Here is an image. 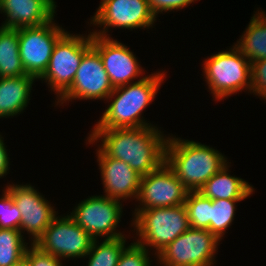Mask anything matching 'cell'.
<instances>
[{
	"instance_id": "22",
	"label": "cell",
	"mask_w": 266,
	"mask_h": 266,
	"mask_svg": "<svg viewBox=\"0 0 266 266\" xmlns=\"http://www.w3.org/2000/svg\"><path fill=\"white\" fill-rule=\"evenodd\" d=\"M125 237L104 239L101 243L95 239L91 249L84 256V259L89 257L87 266H117L119 257L126 247Z\"/></svg>"
},
{
	"instance_id": "26",
	"label": "cell",
	"mask_w": 266,
	"mask_h": 266,
	"mask_svg": "<svg viewBox=\"0 0 266 266\" xmlns=\"http://www.w3.org/2000/svg\"><path fill=\"white\" fill-rule=\"evenodd\" d=\"M0 197V229L20 230L21 212L6 188Z\"/></svg>"
},
{
	"instance_id": "2",
	"label": "cell",
	"mask_w": 266,
	"mask_h": 266,
	"mask_svg": "<svg viewBox=\"0 0 266 266\" xmlns=\"http://www.w3.org/2000/svg\"><path fill=\"white\" fill-rule=\"evenodd\" d=\"M165 74V71L154 72L141 80L114 88L107 97V101L111 99L112 102L92 130L154 126L141 114L156 97L166 79Z\"/></svg>"
},
{
	"instance_id": "9",
	"label": "cell",
	"mask_w": 266,
	"mask_h": 266,
	"mask_svg": "<svg viewBox=\"0 0 266 266\" xmlns=\"http://www.w3.org/2000/svg\"><path fill=\"white\" fill-rule=\"evenodd\" d=\"M66 32L54 19L40 26L18 29L19 55L27 75L38 80L44 74L57 41Z\"/></svg>"
},
{
	"instance_id": "11",
	"label": "cell",
	"mask_w": 266,
	"mask_h": 266,
	"mask_svg": "<svg viewBox=\"0 0 266 266\" xmlns=\"http://www.w3.org/2000/svg\"><path fill=\"white\" fill-rule=\"evenodd\" d=\"M94 239L67 214L56 216L35 242L43 252L62 261L66 258H84Z\"/></svg>"
},
{
	"instance_id": "25",
	"label": "cell",
	"mask_w": 266,
	"mask_h": 266,
	"mask_svg": "<svg viewBox=\"0 0 266 266\" xmlns=\"http://www.w3.org/2000/svg\"><path fill=\"white\" fill-rule=\"evenodd\" d=\"M242 200L218 199L212 200L210 213V232L220 240L224 237L226 230L234 221L236 203Z\"/></svg>"
},
{
	"instance_id": "13",
	"label": "cell",
	"mask_w": 266,
	"mask_h": 266,
	"mask_svg": "<svg viewBox=\"0 0 266 266\" xmlns=\"http://www.w3.org/2000/svg\"><path fill=\"white\" fill-rule=\"evenodd\" d=\"M114 87L110 83L101 56L91 47L82 57L71 87L57 99L63 106L71 100H107Z\"/></svg>"
},
{
	"instance_id": "24",
	"label": "cell",
	"mask_w": 266,
	"mask_h": 266,
	"mask_svg": "<svg viewBox=\"0 0 266 266\" xmlns=\"http://www.w3.org/2000/svg\"><path fill=\"white\" fill-rule=\"evenodd\" d=\"M184 205L188 214L189 226L194 229L210 231L212 200L198 191H188Z\"/></svg>"
},
{
	"instance_id": "31",
	"label": "cell",
	"mask_w": 266,
	"mask_h": 266,
	"mask_svg": "<svg viewBox=\"0 0 266 266\" xmlns=\"http://www.w3.org/2000/svg\"><path fill=\"white\" fill-rule=\"evenodd\" d=\"M3 139L4 138L0 134V178L6 177L10 169V158L8 157L9 154L7 153L6 144Z\"/></svg>"
},
{
	"instance_id": "20",
	"label": "cell",
	"mask_w": 266,
	"mask_h": 266,
	"mask_svg": "<svg viewBox=\"0 0 266 266\" xmlns=\"http://www.w3.org/2000/svg\"><path fill=\"white\" fill-rule=\"evenodd\" d=\"M257 11L237 43H234L251 63L266 59V13Z\"/></svg>"
},
{
	"instance_id": "17",
	"label": "cell",
	"mask_w": 266,
	"mask_h": 266,
	"mask_svg": "<svg viewBox=\"0 0 266 266\" xmlns=\"http://www.w3.org/2000/svg\"><path fill=\"white\" fill-rule=\"evenodd\" d=\"M56 7L55 0H0V13L6 17L0 27L19 29L43 25L55 18Z\"/></svg>"
},
{
	"instance_id": "28",
	"label": "cell",
	"mask_w": 266,
	"mask_h": 266,
	"mask_svg": "<svg viewBox=\"0 0 266 266\" xmlns=\"http://www.w3.org/2000/svg\"><path fill=\"white\" fill-rule=\"evenodd\" d=\"M250 93L266 100V59L251 63V89Z\"/></svg>"
},
{
	"instance_id": "10",
	"label": "cell",
	"mask_w": 266,
	"mask_h": 266,
	"mask_svg": "<svg viewBox=\"0 0 266 266\" xmlns=\"http://www.w3.org/2000/svg\"><path fill=\"white\" fill-rule=\"evenodd\" d=\"M156 20L147 0H101L90 23L101 27L102 30H95L91 34L110 38V34H107L108 28L131 31L138 28L149 29Z\"/></svg>"
},
{
	"instance_id": "1",
	"label": "cell",
	"mask_w": 266,
	"mask_h": 266,
	"mask_svg": "<svg viewBox=\"0 0 266 266\" xmlns=\"http://www.w3.org/2000/svg\"><path fill=\"white\" fill-rule=\"evenodd\" d=\"M157 126L92 130L88 143L101 140L99 147L110 157L124 161L141 176L165 162L167 137Z\"/></svg>"
},
{
	"instance_id": "6",
	"label": "cell",
	"mask_w": 266,
	"mask_h": 266,
	"mask_svg": "<svg viewBox=\"0 0 266 266\" xmlns=\"http://www.w3.org/2000/svg\"><path fill=\"white\" fill-rule=\"evenodd\" d=\"M92 47L91 32L73 35L68 31L57 41L44 74L45 81L59 99L72 85L83 55Z\"/></svg>"
},
{
	"instance_id": "30",
	"label": "cell",
	"mask_w": 266,
	"mask_h": 266,
	"mask_svg": "<svg viewBox=\"0 0 266 266\" xmlns=\"http://www.w3.org/2000/svg\"><path fill=\"white\" fill-rule=\"evenodd\" d=\"M149 4V8L152 11L153 15L156 17L158 14L168 11H174L186 8L191 3L197 1V0H147Z\"/></svg>"
},
{
	"instance_id": "15",
	"label": "cell",
	"mask_w": 266,
	"mask_h": 266,
	"mask_svg": "<svg viewBox=\"0 0 266 266\" xmlns=\"http://www.w3.org/2000/svg\"><path fill=\"white\" fill-rule=\"evenodd\" d=\"M92 47L101 56L110 83L114 88L134 82L139 77L143 79L144 70L136 56L121 42L112 37H102L92 34ZM140 75H143L140 77Z\"/></svg>"
},
{
	"instance_id": "5",
	"label": "cell",
	"mask_w": 266,
	"mask_h": 266,
	"mask_svg": "<svg viewBox=\"0 0 266 266\" xmlns=\"http://www.w3.org/2000/svg\"><path fill=\"white\" fill-rule=\"evenodd\" d=\"M133 217L131 226L134 225V231L136 230V235H138L136 242L148 251L154 248L155 257L169 243L190 228L184 204L141 210Z\"/></svg>"
},
{
	"instance_id": "27",
	"label": "cell",
	"mask_w": 266,
	"mask_h": 266,
	"mask_svg": "<svg viewBox=\"0 0 266 266\" xmlns=\"http://www.w3.org/2000/svg\"><path fill=\"white\" fill-rule=\"evenodd\" d=\"M136 241L127 245L122 251L117 266H150V253Z\"/></svg>"
},
{
	"instance_id": "4",
	"label": "cell",
	"mask_w": 266,
	"mask_h": 266,
	"mask_svg": "<svg viewBox=\"0 0 266 266\" xmlns=\"http://www.w3.org/2000/svg\"><path fill=\"white\" fill-rule=\"evenodd\" d=\"M203 73L215 101H221L242 90L251 89V62L233 45L232 48L208 56Z\"/></svg>"
},
{
	"instance_id": "29",
	"label": "cell",
	"mask_w": 266,
	"mask_h": 266,
	"mask_svg": "<svg viewBox=\"0 0 266 266\" xmlns=\"http://www.w3.org/2000/svg\"><path fill=\"white\" fill-rule=\"evenodd\" d=\"M30 245L24 255V260L29 266H63L60 258L43 252L35 244Z\"/></svg>"
},
{
	"instance_id": "14",
	"label": "cell",
	"mask_w": 266,
	"mask_h": 266,
	"mask_svg": "<svg viewBox=\"0 0 266 266\" xmlns=\"http://www.w3.org/2000/svg\"><path fill=\"white\" fill-rule=\"evenodd\" d=\"M6 188L21 212L20 232L31 236V244L43 235L45 229L56 217L52 204L30 184H10Z\"/></svg>"
},
{
	"instance_id": "16",
	"label": "cell",
	"mask_w": 266,
	"mask_h": 266,
	"mask_svg": "<svg viewBox=\"0 0 266 266\" xmlns=\"http://www.w3.org/2000/svg\"><path fill=\"white\" fill-rule=\"evenodd\" d=\"M104 195L112 199H137L141 175L124 161L108 156L99 146L96 152Z\"/></svg>"
},
{
	"instance_id": "21",
	"label": "cell",
	"mask_w": 266,
	"mask_h": 266,
	"mask_svg": "<svg viewBox=\"0 0 266 266\" xmlns=\"http://www.w3.org/2000/svg\"><path fill=\"white\" fill-rule=\"evenodd\" d=\"M26 75L19 55L18 29L0 27V78Z\"/></svg>"
},
{
	"instance_id": "7",
	"label": "cell",
	"mask_w": 266,
	"mask_h": 266,
	"mask_svg": "<svg viewBox=\"0 0 266 266\" xmlns=\"http://www.w3.org/2000/svg\"><path fill=\"white\" fill-rule=\"evenodd\" d=\"M220 239L205 229L189 228L156 256L162 266H213Z\"/></svg>"
},
{
	"instance_id": "32",
	"label": "cell",
	"mask_w": 266,
	"mask_h": 266,
	"mask_svg": "<svg viewBox=\"0 0 266 266\" xmlns=\"http://www.w3.org/2000/svg\"><path fill=\"white\" fill-rule=\"evenodd\" d=\"M14 266H29L28 263L23 259L20 263L14 265Z\"/></svg>"
},
{
	"instance_id": "8",
	"label": "cell",
	"mask_w": 266,
	"mask_h": 266,
	"mask_svg": "<svg viewBox=\"0 0 266 266\" xmlns=\"http://www.w3.org/2000/svg\"><path fill=\"white\" fill-rule=\"evenodd\" d=\"M122 206V201L117 199L94 195L77 204L69 216L94 240L98 236L113 239L125 236L116 230L121 221Z\"/></svg>"
},
{
	"instance_id": "12",
	"label": "cell",
	"mask_w": 266,
	"mask_h": 266,
	"mask_svg": "<svg viewBox=\"0 0 266 266\" xmlns=\"http://www.w3.org/2000/svg\"><path fill=\"white\" fill-rule=\"evenodd\" d=\"M188 190L177 178L174 171L164 162L158 169L141 176L140 191L134 209L139 211L149 208H165L182 205L186 201Z\"/></svg>"
},
{
	"instance_id": "19",
	"label": "cell",
	"mask_w": 266,
	"mask_h": 266,
	"mask_svg": "<svg viewBox=\"0 0 266 266\" xmlns=\"http://www.w3.org/2000/svg\"><path fill=\"white\" fill-rule=\"evenodd\" d=\"M228 164L216 172L198 192L211 200H244L251 196L255 191L254 186L242 178L231 176Z\"/></svg>"
},
{
	"instance_id": "18",
	"label": "cell",
	"mask_w": 266,
	"mask_h": 266,
	"mask_svg": "<svg viewBox=\"0 0 266 266\" xmlns=\"http://www.w3.org/2000/svg\"><path fill=\"white\" fill-rule=\"evenodd\" d=\"M35 80L27 74L0 78V118L14 117L25 110Z\"/></svg>"
},
{
	"instance_id": "23",
	"label": "cell",
	"mask_w": 266,
	"mask_h": 266,
	"mask_svg": "<svg viewBox=\"0 0 266 266\" xmlns=\"http://www.w3.org/2000/svg\"><path fill=\"white\" fill-rule=\"evenodd\" d=\"M25 240L20 230L0 229V266H14L24 259Z\"/></svg>"
},
{
	"instance_id": "3",
	"label": "cell",
	"mask_w": 266,
	"mask_h": 266,
	"mask_svg": "<svg viewBox=\"0 0 266 266\" xmlns=\"http://www.w3.org/2000/svg\"><path fill=\"white\" fill-rule=\"evenodd\" d=\"M227 161L225 155L208 145L172 135L167 138L165 162L188 191H199Z\"/></svg>"
}]
</instances>
